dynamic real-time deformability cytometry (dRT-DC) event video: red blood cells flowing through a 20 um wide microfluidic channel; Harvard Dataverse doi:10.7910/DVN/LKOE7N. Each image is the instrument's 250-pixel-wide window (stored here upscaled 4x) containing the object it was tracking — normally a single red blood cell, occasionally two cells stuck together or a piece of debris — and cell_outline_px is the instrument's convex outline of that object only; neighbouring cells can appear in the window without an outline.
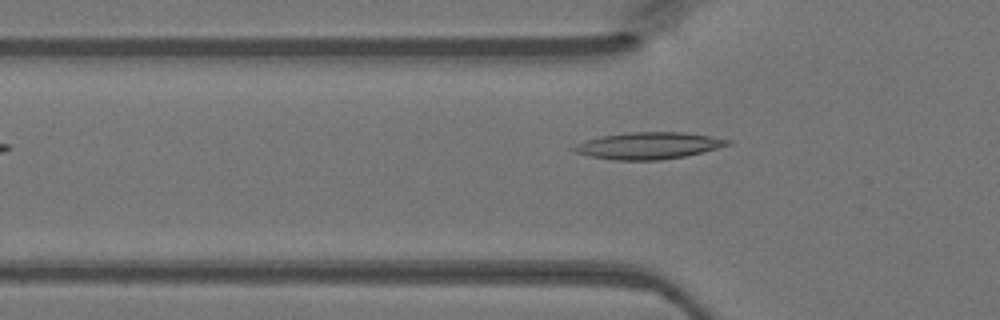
{"species": "Egyptian fruit bat (a non-hibernating species)", "species_latin": "Rousettus aegyptiacus", "temperature_condition": "warm", "stored_images_in_passage": 29, "camera_frame_rate_fps": 3000, "um_per_image_px": 0.085, "animal": {"sex": "female"}, "frame": {"image": 1, "passage_image": 2, "time_ms": 0.333, "image_size_px": [1000, 320], "cell_outline_px": [[732, 144], [684, 156], [660, 160], [612, 160], [588, 156], [572, 152], [568, 148], [576, 144], [600, 136], [628, 132], [684, 132], [732, 140]], "centroid_in_image_um": [55.04, 12.38], "position_along_channel_um": 70.8, "area_um2": 24.04}}
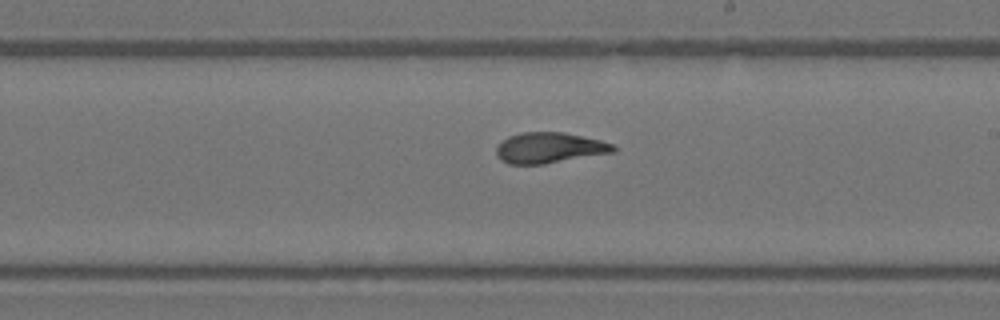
{"frame": {"image": 2, "passage_image": 14, "time_ms": 4.333, "image_size_px": [1000, 320], "cell_outline_px": [[616, 152], [544, 164], [508, 164], [500, 160], [496, 156], [496, 148], [508, 136], [520, 132], [564, 132], [600, 140], [612, 144], [616, 148]], "centroid_in_image_um": [46.69, 12.57], "position_along_channel_um": 242.3, "area_um2": 20.98}}
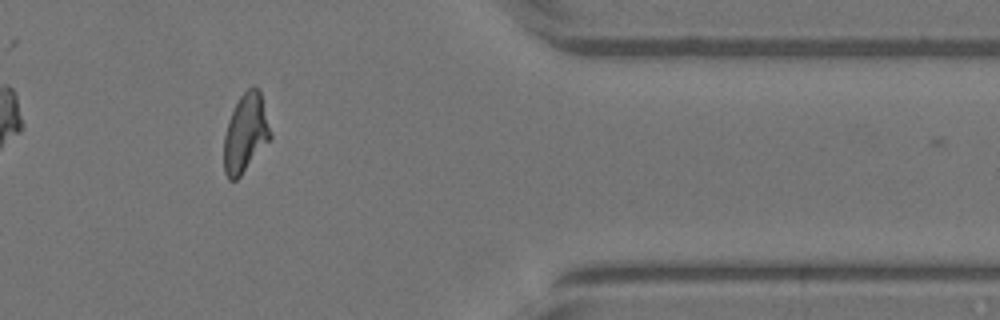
{"frame": {"image": 3, "passage_image": 26, "time_ms": 8.333, "image_size_px": [1000, 320], "cell_outline_px": [[272, 136], [240, 176], [236, 180], [228, 180], [224, 172], [224, 136], [228, 120], [240, 96], [252, 84], [260, 92], [272, 132]], "centroid_in_image_um": [20.86, 11.31], "position_along_channel_um": 390.5, "area_um2": 21.04}}